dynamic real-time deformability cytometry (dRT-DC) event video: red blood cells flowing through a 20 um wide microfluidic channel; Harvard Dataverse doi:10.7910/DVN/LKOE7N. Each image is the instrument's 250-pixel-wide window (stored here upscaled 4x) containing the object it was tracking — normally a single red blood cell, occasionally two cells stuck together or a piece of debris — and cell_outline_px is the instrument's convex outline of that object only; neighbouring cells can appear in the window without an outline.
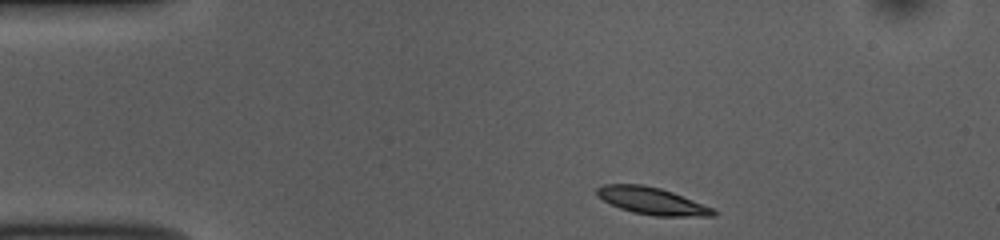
{"species": "common noctule bat (a hibernating species)", "species_latin": "Nyctalus noctula", "temperature_condition": "room temperature", "stored_images_in_passage": 45, "camera_frame_rate_fps": 3000, "um_per_image_px": 0.085, "animal": {"sex": "female", "body_mass_g": 10.0, "forearm_length_mm": 53.1}, "frame": {"image": 1, "passage_image": 1, "time_ms": 0.0, "image_size_px": [1000, 240], "cell_outline_px": [[716, 216], [656, 216], [632, 212], [620, 208], [596, 196], [596, 188], [604, 184], [644, 184], [660, 188], [672, 192], [712, 208], [716, 212]], "centroid_in_image_um": [55.38, 17.07], "position_along_channel_um": 29.6, "area_um2": 18.21}}
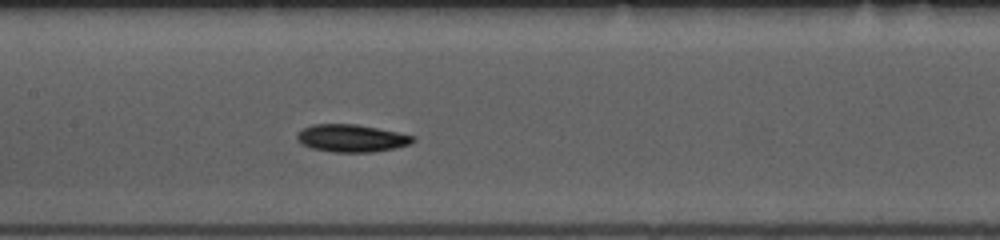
{"frame": {"image": 2, "passage_image": 17, "time_ms": 5.333, "image_size_px": [1000, 240], "cell_outline_px": [[416, 140], [412, 144], [396, 148], [372, 152], [332, 152], [312, 148], [300, 144], [296, 140], [296, 132], [312, 124], [356, 124], [416, 136]], "centroid_in_image_um": [29.87, 11.75], "position_along_channel_um": 177.5, "area_um2": 18.79}}
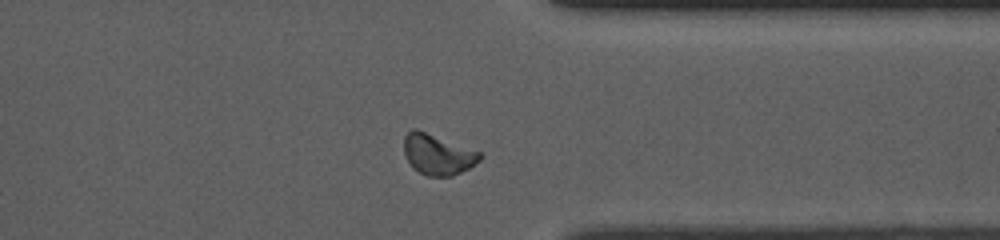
{"frame": {"image": 3, "passage_image": 33, "time_ms": 10.667, "image_size_px": [1000, 240], "cell_outline_px": [[484, 156], [480, 160], [468, 168], [452, 176], [428, 176], [412, 168], [404, 152], [404, 136], [412, 128], [416, 128], [480, 152]], "centroid_in_image_um": [37.19, 13.12], "position_along_channel_um": 374.2, "area_um2": 17.8}, "authors_computed_cell_mechanics": {"area_um2": 18.0914, "velocity_mm_per_s": 3.7626, "shape_relaxation_time_tau1_ms": 2.0028, "shape_relaxation_time_tau2_ms": null, "deformation_change_tau1": 0.0831, "deformation_change_tau2": null}}